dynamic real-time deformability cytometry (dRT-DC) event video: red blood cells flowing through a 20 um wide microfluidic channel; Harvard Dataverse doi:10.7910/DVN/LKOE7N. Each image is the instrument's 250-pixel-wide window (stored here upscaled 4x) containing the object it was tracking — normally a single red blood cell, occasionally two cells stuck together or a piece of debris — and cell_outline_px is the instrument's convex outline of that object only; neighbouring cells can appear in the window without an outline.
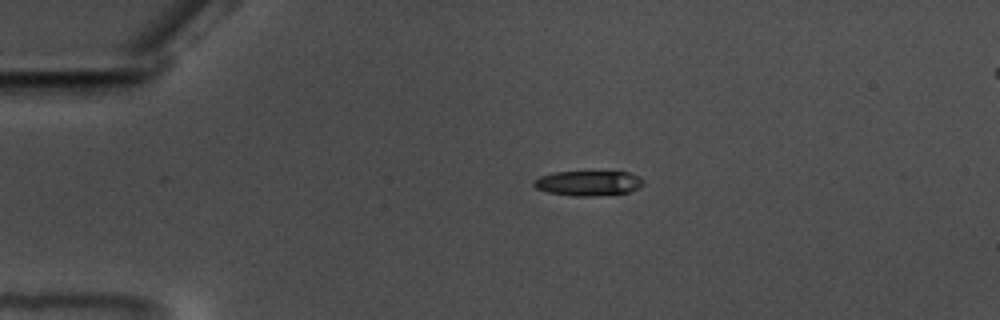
{"species": "common noctule bat (a hibernating species)", "species_latin": "Nyctalus noctula", "temperature_condition": "warm", "stored_images_in_passage": 27, "camera_frame_rate_fps": 3000, "um_per_image_px": 0.085, "animal": {"sex": "male", "body_mass_g": 17.5, "forearm_length_mm": 52.3}, "frame": {"image": 1, "passage_image": 8, "time_ms": 2.333, "image_size_px": [1000, 320], "cell_outline_px": [[644, 184], [628, 192], [596, 196], [572, 196], [548, 192], [536, 188], [532, 184], [532, 180], [540, 176], [552, 172], [628, 172], [640, 176], [644, 180]], "centroid_in_image_um": [49.98, 15.57], "position_along_channel_um": 35.0, "area_um2": 16.01}}
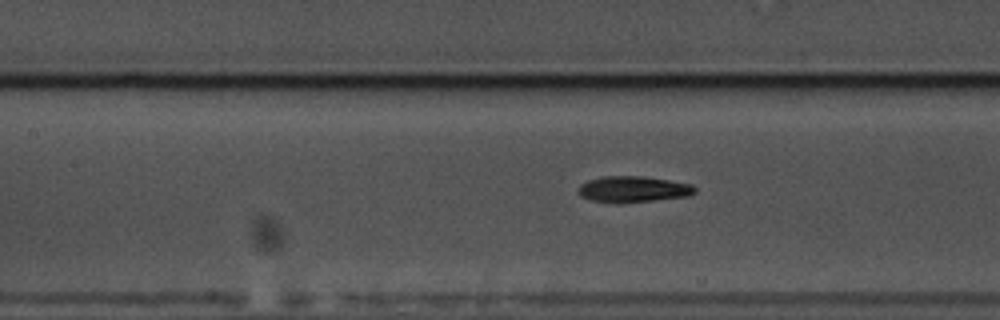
{"frame": {"image": 2, "passage_image": 22, "time_ms": 7.0, "image_size_px": [1000, 320], "cell_outline_px": [[696, 192], [688, 196], [620, 204], [616, 204], [592, 200], [580, 196], [576, 192], [580, 184], [588, 180], [600, 176], [644, 176], [692, 184], [696, 188]], "centroid_in_image_um": [53.77, 16.09], "position_along_channel_um": 153.6, "area_um2": 18.03}}
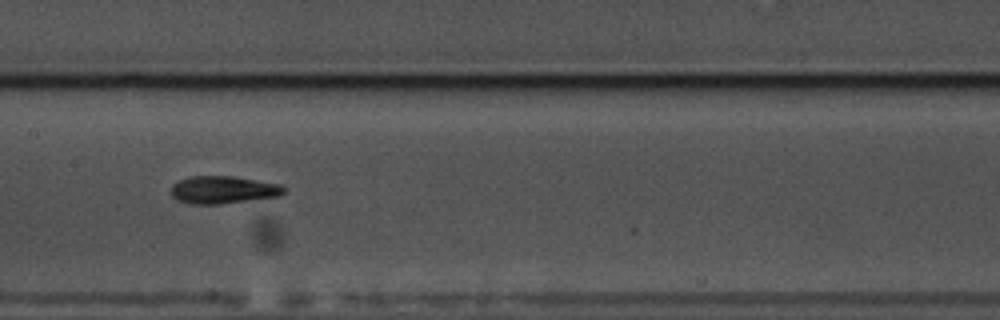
{"frame": {"image": 3, "passage_image": 25, "time_ms": 8.0, "image_size_px": [1000, 320], "cell_outline_px": [[284, 192], [280, 196], [220, 204], [192, 204], [180, 200], [172, 196], [172, 184], [188, 176], [232, 176], [280, 184], [284, 188]], "centroid_in_image_um": [18.97, 16.13], "position_along_channel_um": 188.4, "area_um2": 17.98}}